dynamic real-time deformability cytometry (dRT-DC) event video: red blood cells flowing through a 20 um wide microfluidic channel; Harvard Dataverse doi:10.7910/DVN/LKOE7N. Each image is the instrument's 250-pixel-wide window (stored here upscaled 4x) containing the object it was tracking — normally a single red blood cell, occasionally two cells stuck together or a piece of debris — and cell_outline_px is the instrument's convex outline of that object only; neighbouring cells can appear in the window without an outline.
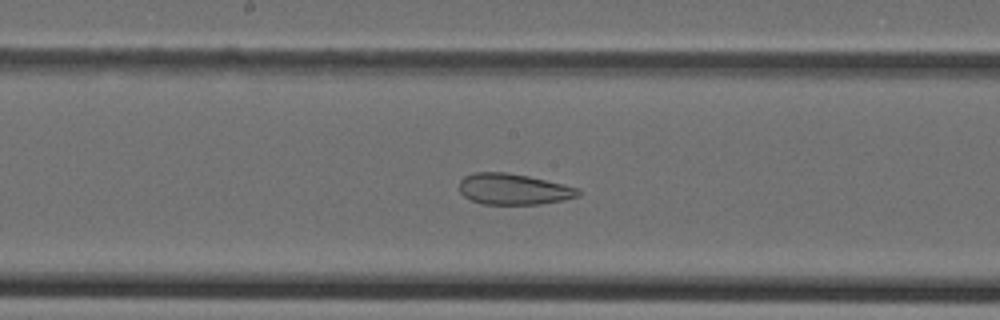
{"species": "Egyptian fruit bat (a non-hibernating species)", "species_latin": "Rousettus aegyptiacus", "temperature_condition": "cold", "stored_images_in_passage": 41, "camera_frame_rate_fps": 3000, "um_per_image_px": 0.085, "animal": {"sex": "female"}, "frame": {"image": 1, "passage_image": 18, "time_ms": 5.667, "image_size_px": [1000, 320], "cell_outline_px": [[580, 196], [564, 200], [540, 204], [484, 204], [472, 200], [464, 196], [460, 192], [460, 180], [464, 176], [476, 172], [504, 172], [528, 176], [564, 184], [580, 188]], "centroid_in_image_um": [43.68, 16.08], "position_along_channel_um": 204.5, "area_um2": 21.5}}
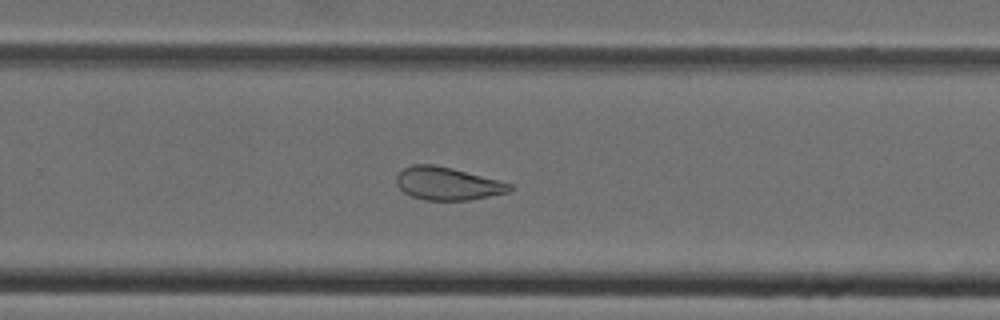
{"frame": {"image": 2, "passage_image": 24, "time_ms": 7.667, "image_size_px": [1000, 320], "cell_outline_px": [[512, 188], [508, 192], [468, 200], [424, 200], [412, 196], [404, 192], [396, 184], [396, 176], [404, 168], [412, 164], [432, 164], [452, 168], [512, 184]], "centroid_in_image_um": [38.0, 15.6], "position_along_channel_um": 291.8, "area_um2": 21.44}}
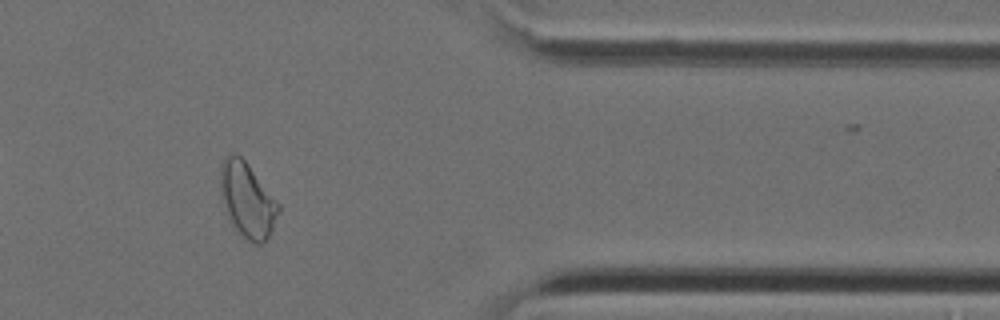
{"frame": {"image": 3, "passage_image": 32, "time_ms": 10.333, "image_size_px": [1000, 320], "cell_outline_px": [[280, 212], [268, 236], [260, 244], [252, 244], [240, 236], [232, 224], [228, 216], [220, 192], [220, 164], [228, 152], [240, 156], [248, 164], [280, 204]], "centroid_in_image_um": [21.01, 17.0], "position_along_channel_um": 390.4, "area_um2": 25.37}}